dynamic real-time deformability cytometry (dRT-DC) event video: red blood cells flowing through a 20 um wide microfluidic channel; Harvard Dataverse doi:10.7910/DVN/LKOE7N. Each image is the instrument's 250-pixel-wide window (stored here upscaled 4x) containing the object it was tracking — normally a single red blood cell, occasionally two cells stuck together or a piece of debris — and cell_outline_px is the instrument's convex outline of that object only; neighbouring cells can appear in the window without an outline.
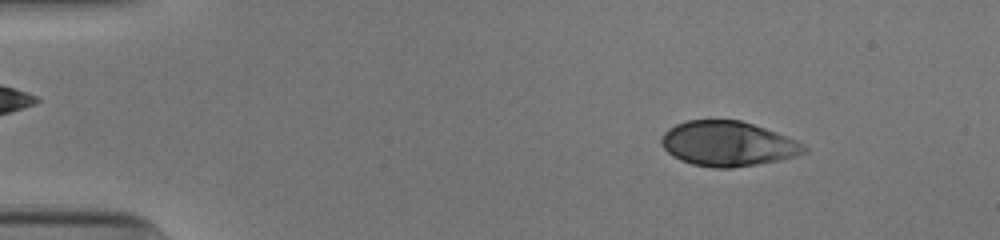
{"species": "human", "species_latin": "Homo sapiens", "temperature_condition": "cold", "stored_images_in_passage": 52, "camera_frame_rate_fps": 3000, "um_per_image_px": 0.085, "donor": {"sex": "male"}, "frame": {"image": 1, "passage_image": 7, "time_ms": 2.0, "image_size_px": [1000, 240], "cell_outline_px": [[808, 148], [804, 152], [780, 160], [732, 168], [712, 168], [692, 164], [680, 160], [672, 156], [660, 144], [660, 140], [664, 132], [668, 128], [676, 124], [688, 120], [740, 120], [776, 132], [796, 140], [804, 144]], "centroid_in_image_um": [61.82, 12.22], "position_along_channel_um": 23.2, "area_um2": 37.22}}
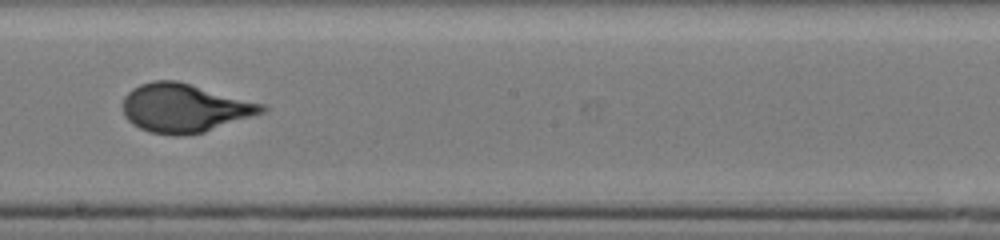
{"frame": {"image": 2, "passage_image": 30, "time_ms": 9.667, "image_size_px": [1000, 240], "cell_outline_px": [[268, 108], [264, 112], [204, 132], [180, 136], [172, 136], [148, 132], [132, 124], [124, 116], [124, 96], [132, 88], [140, 84], [152, 80], [176, 80], [264, 104]], "centroid_in_image_um": [15.65, 9.18], "position_along_channel_um": 232.5, "area_um2": 39.3}}
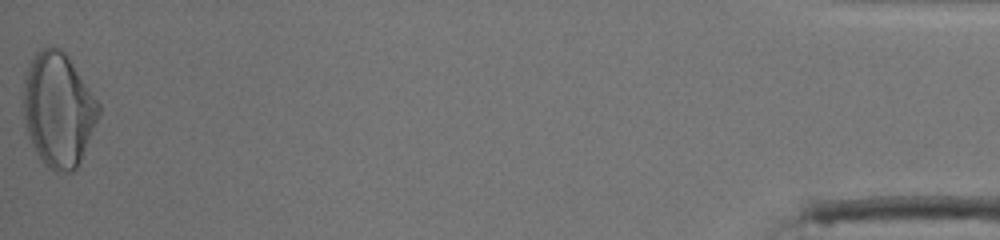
{"frame": {"image": 3, "passage_image": 52, "time_ms": 17.0, "image_size_px": [1000, 240], "cell_outline_px": [[100, 112], [80, 160], [76, 168], [72, 172], [56, 172], [48, 168], [40, 160], [28, 136], [24, 124], [24, 76], [28, 64], [36, 52], [40, 48], [60, 48], [68, 56], [100, 104]], "centroid_in_image_um": [4.93, 9.32], "position_along_channel_um": 430.3, "area_um2": 49.82}, "authors_computed_cell_mechanics": {"area_um2": 38.3792, "velocity_mm_per_s": 3.9406, "shape_relaxation_time_tau1_ms": 4.7004, "shape_relaxation_time_tau2_ms": null, "deformation_change_tau1": 0.2181, "deformation_change_tau2": null}}